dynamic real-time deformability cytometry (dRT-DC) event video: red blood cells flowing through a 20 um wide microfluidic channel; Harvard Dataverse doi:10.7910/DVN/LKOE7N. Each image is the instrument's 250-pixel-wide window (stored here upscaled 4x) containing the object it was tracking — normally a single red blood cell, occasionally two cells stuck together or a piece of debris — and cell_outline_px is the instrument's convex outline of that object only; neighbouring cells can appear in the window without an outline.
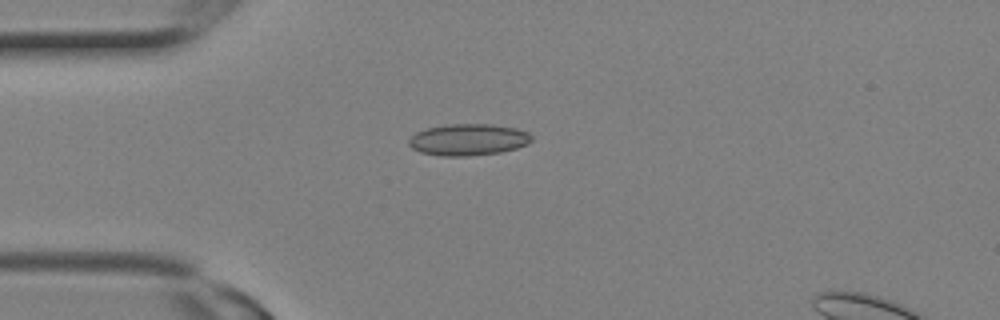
{"species": "Egyptian fruit bat (a non-hibernating species)", "species_latin": "Rousettus aegyptiacus", "temperature_condition": "room temperature", "stored_images_in_passage": 2, "camera_frame_rate_fps": 3000, "um_per_image_px": 0.085, "animal": {"sex": "female"}, "frame": {"image": 1, "passage_image": 1, "time_ms": 0.0, "image_size_px": [1000, 320], "cell_outline_px": [[532, 140], [528, 144], [516, 148], [500, 152], [468, 156], [440, 156], [420, 152], [412, 148], [408, 144], [408, 140], [416, 132], [424, 128], [448, 124], [492, 124], [516, 128], [528, 132], [532, 136]], "centroid_in_image_um": [39.79, 11.86], "position_along_channel_um": 45.2, "area_um2": 22.77}}